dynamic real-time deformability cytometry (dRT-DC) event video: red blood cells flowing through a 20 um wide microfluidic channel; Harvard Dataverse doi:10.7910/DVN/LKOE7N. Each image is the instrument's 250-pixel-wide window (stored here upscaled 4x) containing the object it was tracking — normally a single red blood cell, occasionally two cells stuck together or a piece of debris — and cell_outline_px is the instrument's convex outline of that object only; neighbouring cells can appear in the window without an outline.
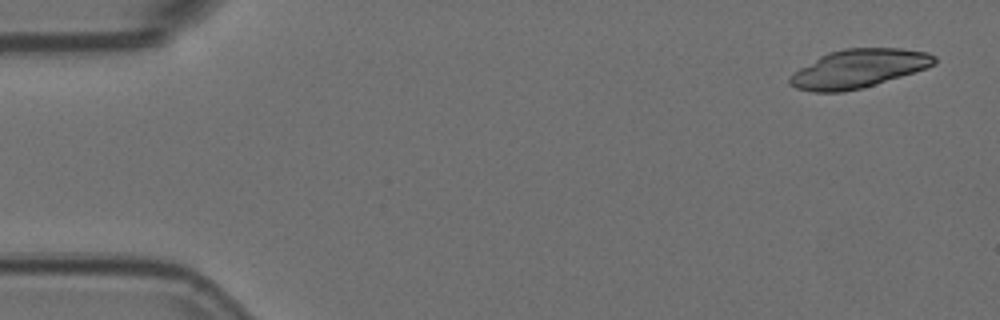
{"species": "Egyptian fruit bat (a non-hibernating species)", "species_latin": "Rousettus aegyptiacus", "temperature_condition": "room temperature", "stored_images_in_passage": 5, "camera_frame_rate_fps": 3000, "um_per_image_px": 0.085, "animal": {"sex": "female"}, "frame": {"image": 1, "passage_image": 1, "time_ms": 0.0, "image_size_px": [1000, 320], "cell_outline_px": [[936, 64], [900, 76], [860, 88], [844, 92], [812, 92], [796, 88], [788, 84], [788, 76], [800, 68], [820, 56], [828, 52], [844, 48], [900, 48], [928, 52], [936, 56]], "centroid_in_image_um": [72.93, 5.82], "position_along_channel_um": 12.1, "area_um2": 32.19}}
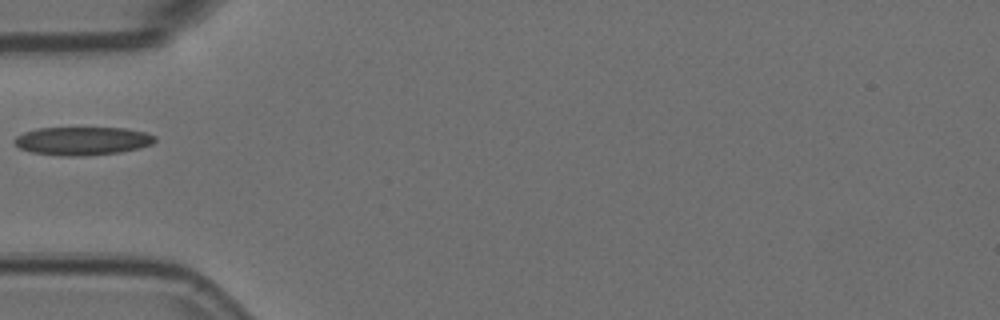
{"frame": {"image": 2, "passage_image": 5, "time_ms": 1.333, "image_size_px": [1000, 320], "cell_outline_px": [[156, 140], [152, 144], [140, 148], [120, 152], [80, 156], [60, 156], [32, 152], [20, 148], [12, 140], [16, 136], [24, 132], [36, 128], [128, 128], [148, 132], [156, 136]], "centroid_in_image_um": [7.03, 11.97], "position_along_channel_um": 78.0, "area_um2": 23.35}}